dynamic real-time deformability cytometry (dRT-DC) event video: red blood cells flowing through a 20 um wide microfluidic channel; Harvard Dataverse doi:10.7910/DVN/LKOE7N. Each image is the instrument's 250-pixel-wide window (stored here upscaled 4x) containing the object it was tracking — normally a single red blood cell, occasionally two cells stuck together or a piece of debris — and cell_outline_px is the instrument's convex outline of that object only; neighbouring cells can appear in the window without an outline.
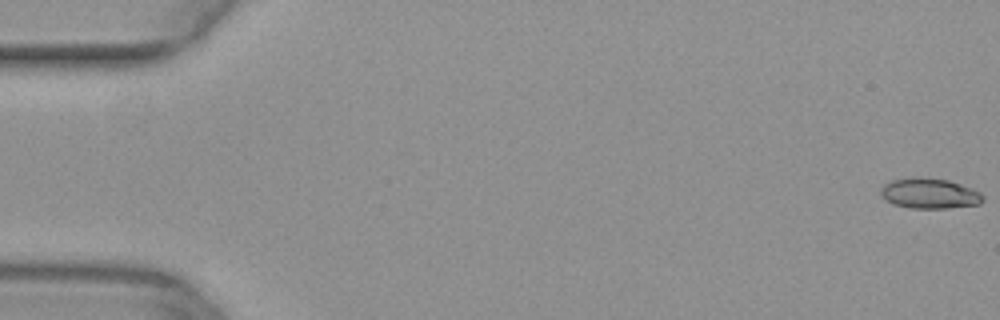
{"species": "common noctule bat (a hibernating species)", "species_latin": "Nyctalus noctula", "temperature_condition": "warm", "stored_images_in_passage": 52, "camera_frame_rate_fps": 3000, "um_per_image_px": 0.085, "animal": {"sex": "female", "body_mass_g": 29.2, "forearm_length_mm": 56.3}, "frame": {"image": 1, "passage_image": 1, "time_ms": 0.0, "image_size_px": [1000, 320], "cell_outline_px": [[984, 200], [980, 204], [944, 208], [908, 208], [892, 204], [884, 200], [880, 196], [880, 188], [884, 184], [892, 180], [948, 180], [972, 188], [980, 192], [984, 196]], "centroid_in_image_um": [79.01, 16.5], "position_along_channel_um": 6.0, "area_um2": 17.51}}
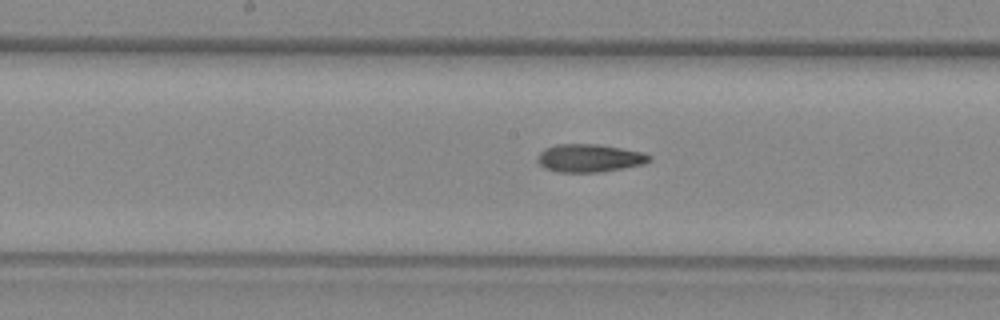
{"frame": {"image": 2, "passage_image": 27, "time_ms": 8.667, "image_size_px": [1000, 320], "cell_outline_px": [[652, 160], [644, 164], [600, 172], [560, 172], [544, 168], [536, 160], [540, 152], [544, 148], [556, 144], [600, 144], [644, 152], [652, 156]], "centroid_in_image_um": [50.12, 13.43], "position_along_channel_um": 198.1, "area_um2": 18.38}}
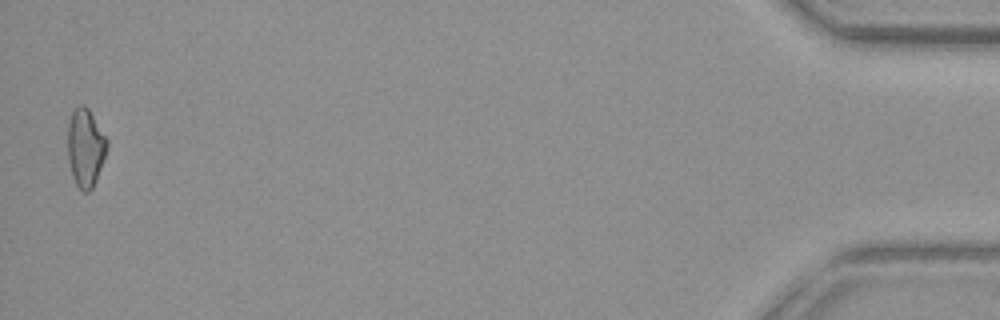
{"frame": {"image": 3, "passage_image": 51, "time_ms": 16.667, "image_size_px": [1000, 320], "cell_outline_px": [[108, 148], [96, 180], [92, 188], [88, 192], [84, 192], [76, 184], [72, 176], [68, 156], [68, 124], [72, 108], [80, 104], [84, 104], [88, 108], [108, 140]], "centroid_in_image_um": [7.26, 12.51], "position_along_channel_um": 427.9, "area_um2": 17.98}}